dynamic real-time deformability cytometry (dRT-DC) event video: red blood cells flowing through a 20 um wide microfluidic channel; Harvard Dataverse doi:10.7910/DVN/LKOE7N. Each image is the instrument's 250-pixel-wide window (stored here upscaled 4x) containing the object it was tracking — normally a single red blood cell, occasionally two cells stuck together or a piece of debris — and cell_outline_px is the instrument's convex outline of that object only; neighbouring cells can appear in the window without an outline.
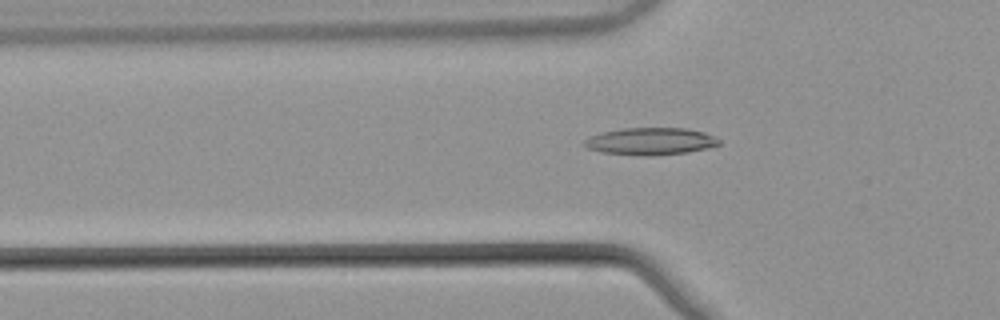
{"species": "common noctule bat (a hibernating species)", "species_latin": "Nyctalus noctula", "temperature_condition": "warm", "stored_images_in_passage": 45, "camera_frame_rate_fps": 3000, "um_per_image_px": 0.085, "animal": {"sex": "male", "body_mass_g": 21.5, "forearm_length_mm": 52.0}, "frame": {"image": 1, "passage_image": 14, "time_ms": 4.333, "image_size_px": [1000, 320], "cell_outline_px": [[720, 144], [708, 148], [684, 152], [652, 156], [644, 156], [604, 152], [588, 148], [580, 144], [584, 140], [592, 136], [604, 132], [620, 128], [684, 128], [704, 132], [720, 140]], "centroid_in_image_um": [55.28, 12.01], "position_along_channel_um": 70.5, "area_um2": 21.15}}
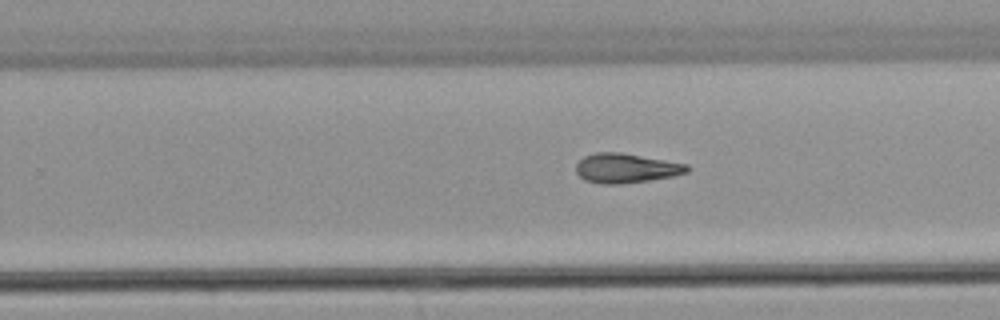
{"frame": {"image": 2, "passage_image": 30, "time_ms": 9.667, "image_size_px": [1000, 320], "cell_outline_px": [[688, 172], [672, 176], [648, 180], [620, 184], [604, 184], [584, 180], [576, 172], [576, 164], [584, 156], [596, 152], [620, 152], [688, 164]], "centroid_in_image_um": [53.19, 14.29], "position_along_channel_um": 276.6, "area_um2": 18.96}}
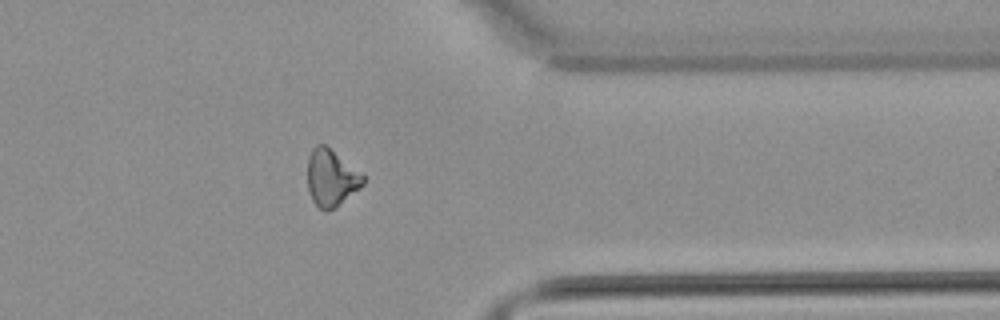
{"frame": {"image": 3, "passage_image": 39, "time_ms": 12.667, "image_size_px": [1000, 320], "cell_outline_px": [[364, 184], [332, 208], [320, 208], [312, 200], [308, 188], [308, 156], [312, 148], [316, 144], [324, 144], [364, 176]], "centroid_in_image_um": [28.11, 15.07], "position_along_channel_um": 383.3, "area_um2": 17.57}, "authors_computed_cell_mechanics": {"area_um2": 18.9006, "velocity_mm_per_s": 3.8644, "shape_relaxation_time_tau1_ms": 9.2111, "shape_relaxation_time_tau2_ms": 11.2286, "deformation_change_tau1": 0.1939, "deformation_change_tau2": 0.2629}}